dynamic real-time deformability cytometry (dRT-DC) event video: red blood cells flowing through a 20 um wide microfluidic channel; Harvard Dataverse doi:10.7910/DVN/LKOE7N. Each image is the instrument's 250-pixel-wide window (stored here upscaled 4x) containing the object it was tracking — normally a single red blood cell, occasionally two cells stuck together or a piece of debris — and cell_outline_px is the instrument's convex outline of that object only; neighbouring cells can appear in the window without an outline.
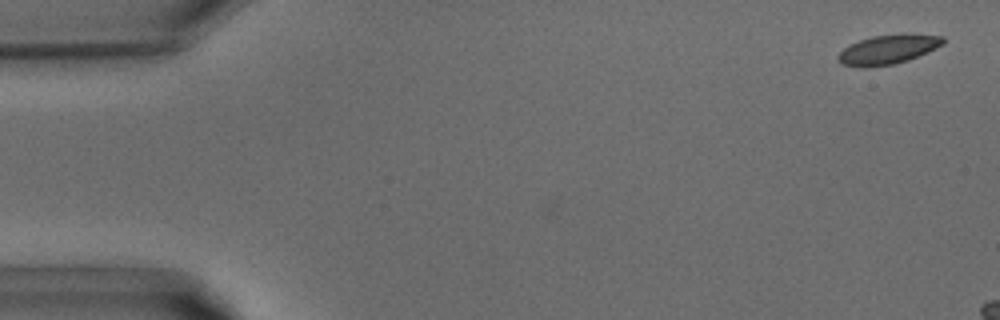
{"species": "common noctule bat (a hibernating species)", "species_latin": "Nyctalus noctula", "temperature_condition": "warm", "stored_images_in_passage": 7, "camera_frame_rate_fps": 3000, "um_per_image_px": 0.085, "animal": {"sex": "male", "body_mass_g": 15.6}, "frame": {"image": 1, "passage_image": 2, "time_ms": 0.333, "image_size_px": [1000, 320], "cell_outline_px": [[944, 44], [928, 52], [908, 60], [892, 64], [864, 68], [860, 68], [840, 64], [836, 60], [836, 56], [844, 48], [860, 40], [872, 36], [944, 36]], "centroid_in_image_um": [75.39, 4.27], "position_along_channel_um": 9.6, "area_um2": 17.34}}